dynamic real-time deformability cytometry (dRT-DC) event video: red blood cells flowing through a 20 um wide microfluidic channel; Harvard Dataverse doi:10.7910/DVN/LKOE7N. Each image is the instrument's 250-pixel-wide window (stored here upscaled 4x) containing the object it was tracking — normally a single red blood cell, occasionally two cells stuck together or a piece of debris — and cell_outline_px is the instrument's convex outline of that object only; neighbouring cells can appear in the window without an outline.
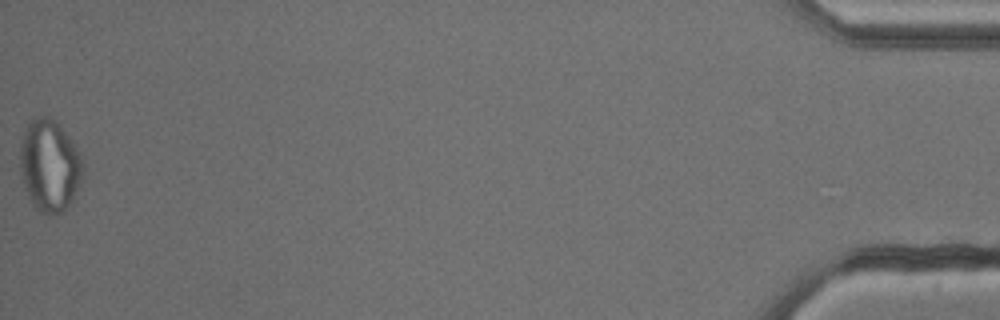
{"species": "common noctule bat (a hibernating species)", "species_latin": "Nyctalus noctula", "temperature_condition": "cold", "stored_images_in_passage": 43, "camera_frame_rate_fps": 3000, "um_per_image_px": 0.085, "animal": {"sex": "male", "body_mass_g": 13.3}, "frame": {"image": 1, "passage_image": 43, "time_ms": 14.0, "image_size_px": [1000, 320], "cell_outline_px": [[84, 176], [72, 200], [60, 212], [52, 216], [48, 216], [40, 212], [32, 204], [28, 196], [20, 172], [20, 148], [24, 132], [28, 120], [32, 116], [48, 116], [56, 120], [80, 152], [84, 160]], "centroid_in_image_um": [4.22, 14.05], "position_along_channel_um": 431.0, "area_um2": 34.16}, "authors_computed_cell_mechanics": {"area_um2": 25.0274, "velocity_mm_per_s": 3.8042, "shape_relaxation_time_tau1_ms": null, "shape_relaxation_time_tau2_ms": 1.7783, "deformation_change_tau1": null, "deformation_change_tau2": 0.0472}}